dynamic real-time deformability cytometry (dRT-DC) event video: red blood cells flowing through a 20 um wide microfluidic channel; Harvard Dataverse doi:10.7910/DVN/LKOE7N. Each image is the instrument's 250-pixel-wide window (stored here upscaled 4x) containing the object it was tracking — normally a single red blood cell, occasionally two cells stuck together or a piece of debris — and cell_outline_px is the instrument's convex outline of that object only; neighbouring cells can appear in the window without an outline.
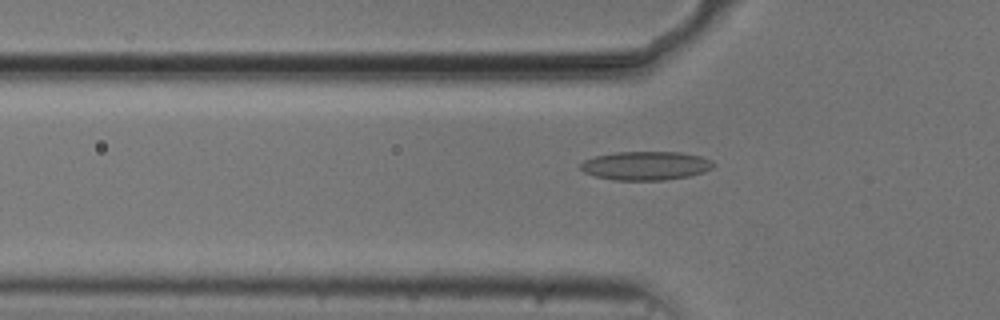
{"species": "common noctule bat (a hibernating species)", "species_latin": "Nyctalus noctula", "temperature_condition": "cold", "stored_images_in_passage": 46, "camera_frame_rate_fps": 3000, "um_per_image_px": 0.085, "animal": {"sex": "male", "body_mass_g": 20.5, "forearm_length_mm": 52.5}, "frame": {"image": 1, "passage_image": 16, "time_ms": 5.0, "image_size_px": [1000, 320], "cell_outline_px": [[716, 164], [712, 168], [704, 172], [688, 176], [664, 180], [616, 180], [596, 176], [584, 172], [580, 168], [580, 164], [584, 160], [596, 156], [616, 152], [680, 152], [700, 156], [712, 160]], "centroid_in_image_um": [54.91, 14.08], "position_along_channel_um": 70.9, "area_um2": 22.2}}
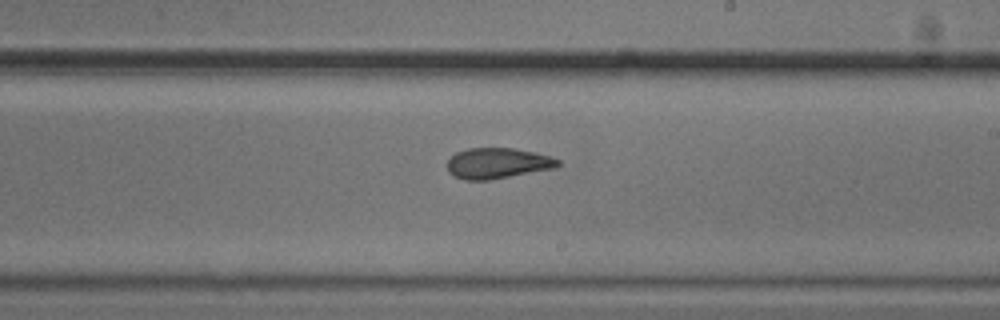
{"frame": {"image": 2, "passage_image": 30, "time_ms": 9.667, "image_size_px": [1000, 320], "cell_outline_px": [[560, 164], [556, 168], [488, 180], [464, 180], [448, 172], [448, 160], [456, 152], [468, 148], [516, 148], [548, 156], [560, 160]], "centroid_in_image_um": [42.29, 13.87], "position_along_channel_um": 246.7, "area_um2": 19.65}}
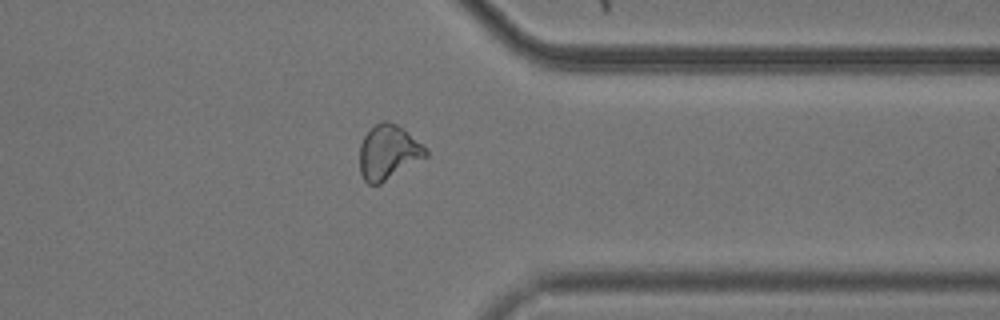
{"frame": {"image": 3, "passage_image": 41, "time_ms": 13.333, "image_size_px": [1000, 320], "cell_outline_px": [[428, 156], [380, 184], [368, 184], [364, 180], [360, 172], [360, 144], [364, 136], [380, 120], [388, 120], [404, 128], [428, 148]], "centroid_in_image_um": [33.03, 12.93], "position_along_channel_um": 378.4, "area_um2": 21.21}}